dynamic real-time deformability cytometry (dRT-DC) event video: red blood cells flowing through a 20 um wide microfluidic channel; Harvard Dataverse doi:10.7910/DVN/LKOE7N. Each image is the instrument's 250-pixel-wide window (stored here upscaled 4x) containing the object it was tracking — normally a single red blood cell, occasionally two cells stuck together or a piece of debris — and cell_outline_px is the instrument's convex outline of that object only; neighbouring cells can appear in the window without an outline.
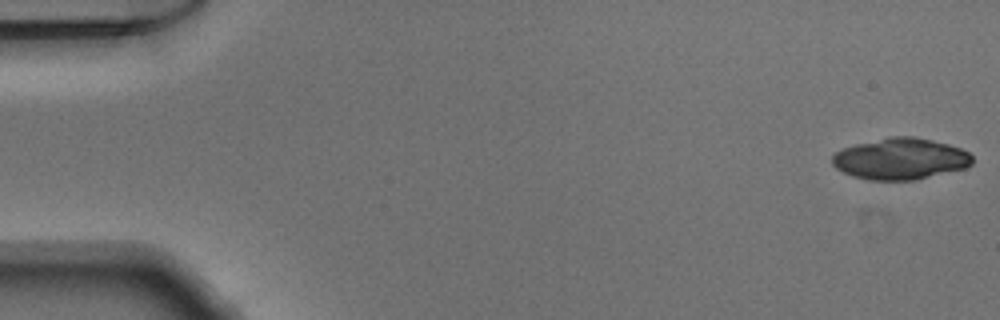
{"species": "Egyptian fruit bat (a non-hibernating species)", "species_latin": "Rousettus aegyptiacus", "temperature_condition": "warm", "stored_images_in_passage": 50, "segment_of_instrument_passage": [1, 2], "camera_frame_rate_fps": 3000, "um_per_image_px": 0.085, "animal": {"sex": "male"}, "frame": {"image": 1, "passage_image": 1, "time_ms": 0.0, "image_size_px": [1000, 320], "cell_outline_px": [[972, 164], [964, 168], [916, 180], [868, 180], [852, 176], [836, 168], [832, 164], [832, 156], [836, 152], [844, 148], [856, 144], [892, 136], [912, 136], [932, 140], [948, 144], [960, 148], [968, 152], [972, 156]], "centroid_in_image_um": [76.53, 13.5], "position_along_channel_um": 8.5, "area_um2": 33.64}}
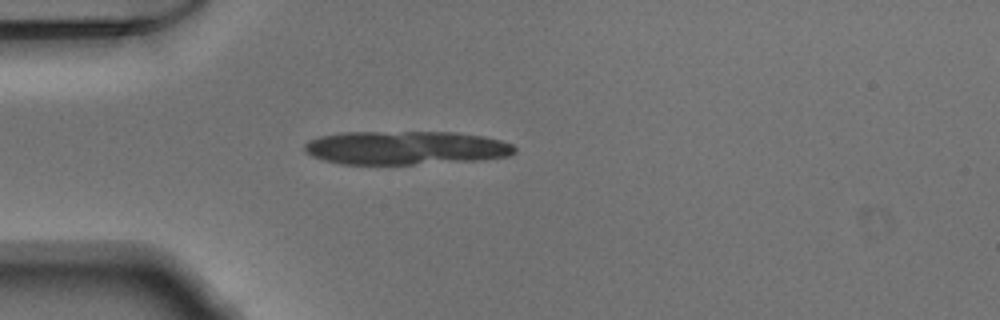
{"frame": {"image": 2, "passage_image": 14, "time_ms": 4.333, "image_size_px": [1000, 320], "cell_outline_px": [[516, 152], [508, 156], [480, 160], [412, 164], [340, 164], [324, 160], [312, 156], [304, 152], [304, 144], [308, 140], [320, 136], [340, 132], [456, 132], [484, 136], [500, 140], [512, 144], [516, 148]], "centroid_in_image_um": [34.46, 12.56], "position_along_channel_um": 50.5, "area_um2": 41.44}}